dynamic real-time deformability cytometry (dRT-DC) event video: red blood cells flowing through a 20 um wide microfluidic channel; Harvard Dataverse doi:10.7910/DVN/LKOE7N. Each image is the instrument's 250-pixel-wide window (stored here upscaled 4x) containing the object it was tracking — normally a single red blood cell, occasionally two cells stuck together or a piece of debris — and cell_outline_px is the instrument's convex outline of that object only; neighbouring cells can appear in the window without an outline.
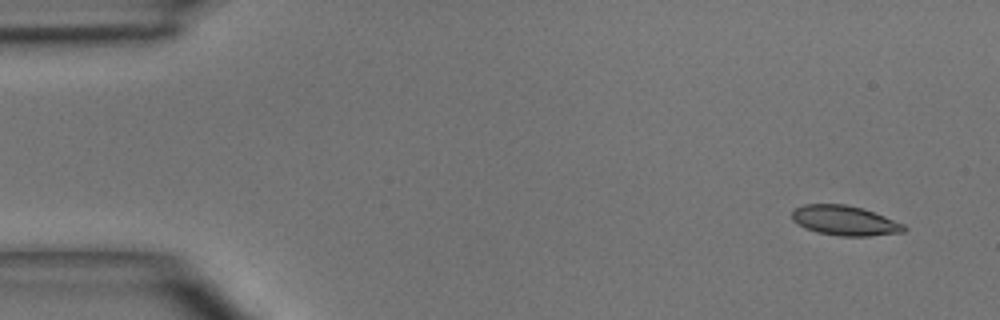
{"species": "common noctule bat (a hibernating species)", "species_latin": "Nyctalus noctula", "temperature_condition": "room temperature", "stored_images_in_passage": 3, "camera_frame_rate_fps": 3000, "um_per_image_px": 0.085, "animal": {"sex": "male", "body_mass_g": 15.6}, "frame": {"image": 1, "passage_image": 1, "time_ms": 0.0, "image_size_px": [1000, 320], "cell_outline_px": [[908, 228], [904, 232], [868, 236], [840, 236], [816, 232], [804, 228], [792, 220], [792, 208], [804, 204], [844, 204], [864, 208], [904, 224]], "centroid_in_image_um": [71.78, 18.74], "position_along_channel_um": 13.2, "area_um2": 19.65}}